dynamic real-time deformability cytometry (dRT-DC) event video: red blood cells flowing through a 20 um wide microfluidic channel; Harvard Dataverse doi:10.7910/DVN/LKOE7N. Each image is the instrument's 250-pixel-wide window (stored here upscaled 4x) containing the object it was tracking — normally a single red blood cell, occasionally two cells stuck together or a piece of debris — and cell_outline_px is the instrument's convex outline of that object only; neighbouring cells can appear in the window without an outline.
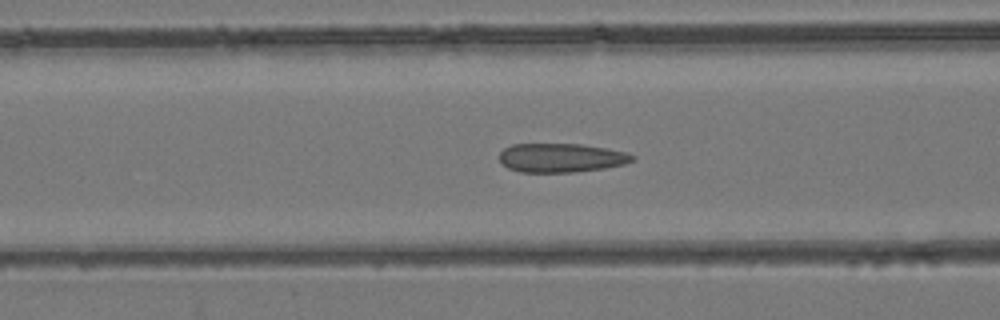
{"species": "common noctule bat (a hibernating species)", "species_latin": "Nyctalus noctula", "temperature_condition": "room temperature", "stored_images_in_passage": 39, "segment_of_instrument_passage": [1, 2], "camera_frame_rate_fps": 3000, "um_per_image_px": 0.085, "animal": {"sex": "female", "body_mass_g": 24.6, "forearm_length_mm": 56.2}, "frame": {"image": 1, "passage_image": 10, "time_ms": 3.0, "image_size_px": [1000, 320], "cell_outline_px": [[636, 156], [632, 160], [624, 164], [604, 168], [576, 172], [520, 172], [508, 168], [500, 164], [500, 152], [504, 148], [512, 144], [580, 144], [628, 152]], "centroid_in_image_um": [47.67, 13.41], "position_along_channel_um": 118.9, "area_um2": 22.48}}
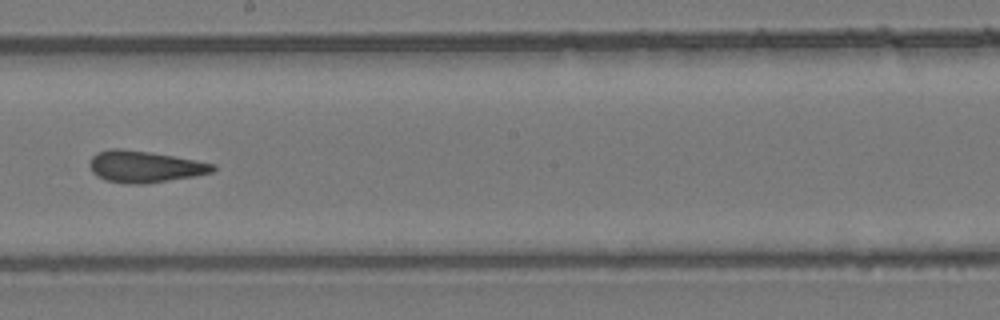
{"frame": {"image": 2, "passage_image": 18, "time_ms": 5.667, "image_size_px": [1000, 320], "cell_outline_px": [[216, 168], [212, 172], [196, 176], [144, 184], [128, 184], [108, 180], [96, 176], [92, 172], [88, 164], [88, 160], [96, 152], [108, 148], [120, 148], [148, 152], [196, 160], [216, 164]], "centroid_in_image_um": [12.26, 14.16], "position_along_channel_um": 235.9, "area_um2": 22.83}}
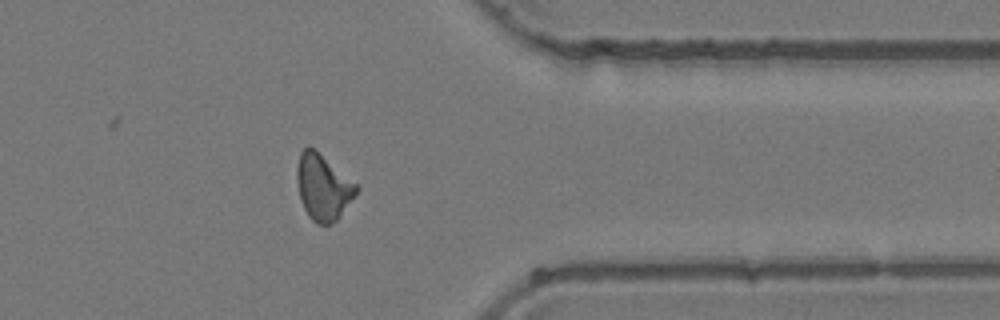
{"frame": {"image": 3, "passage_image": 29, "time_ms": 9.333, "image_size_px": [1000, 320], "cell_outline_px": [[360, 188], [340, 216], [336, 220], [328, 224], [316, 224], [308, 216], [300, 200], [296, 180], [296, 168], [300, 152], [308, 144], [356, 184]], "centroid_in_image_um": [27.42, 15.92], "position_along_channel_um": 384.0, "area_um2": 22.54}}